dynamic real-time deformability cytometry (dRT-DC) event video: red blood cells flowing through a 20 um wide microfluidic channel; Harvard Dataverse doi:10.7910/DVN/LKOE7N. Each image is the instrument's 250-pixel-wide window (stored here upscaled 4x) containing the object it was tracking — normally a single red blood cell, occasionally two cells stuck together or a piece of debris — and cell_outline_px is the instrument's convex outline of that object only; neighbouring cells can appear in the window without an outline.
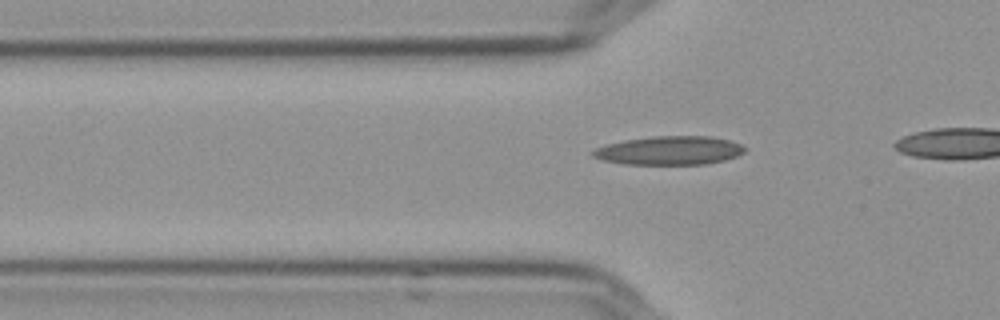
{"species": "Egyptian fruit bat (a non-hibernating species)", "species_latin": "Rousettus aegyptiacus", "temperature_condition": "cold", "stored_images_in_passage": 15, "camera_frame_rate_fps": 3000, "um_per_image_px": 0.085, "frame": {"image": 1, "passage_image": 5, "time_ms": 1.333, "image_size_px": [1000, 320], "cell_outline_px": [[748, 148], [744, 152], [736, 156], [724, 160], [704, 164], [624, 164], [604, 160], [592, 156], [592, 152], [596, 148], [608, 144], [624, 140], [652, 136], [712, 136], [728, 140], [740, 144]], "centroid_in_image_um": [56.92, 12.78], "position_along_channel_um": 68.9, "area_um2": 25.26}}
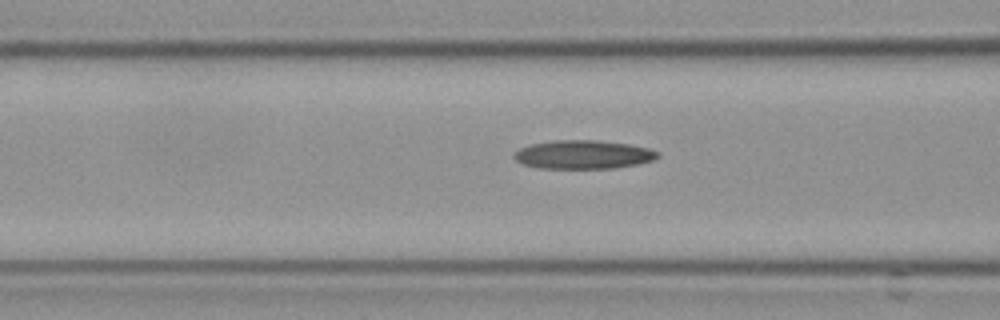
{"frame": {"image": 2, "passage_image": 9, "time_ms": 2.667, "image_size_px": [1000, 320], "cell_outline_px": [[660, 156], [652, 160], [636, 164], [612, 168], [540, 168], [524, 164], [516, 160], [512, 156], [520, 148], [532, 144], [552, 140], [596, 140], [628, 144], [648, 148], [660, 152]], "centroid_in_image_um": [49.58, 13.13], "position_along_channel_um": 117.0, "area_um2": 23.76}}
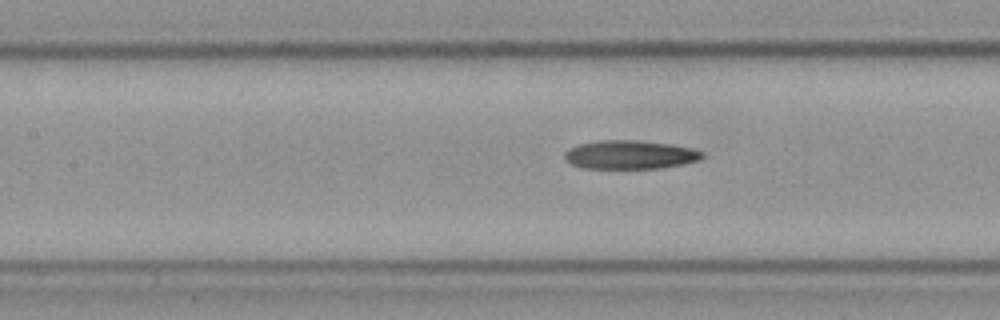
{"frame": {"image": 3, "passage_image": 12, "time_ms": 3.667, "image_size_px": [1000, 320], "cell_outline_px": [[704, 156], [700, 160], [660, 168], [580, 168], [572, 164], [564, 156], [564, 152], [568, 148], [576, 144], [596, 140], [640, 140], [672, 144], [692, 148], [704, 152]], "centroid_in_image_um": [53.53, 13.13], "position_along_channel_um": 153.9, "area_um2": 23.18}}